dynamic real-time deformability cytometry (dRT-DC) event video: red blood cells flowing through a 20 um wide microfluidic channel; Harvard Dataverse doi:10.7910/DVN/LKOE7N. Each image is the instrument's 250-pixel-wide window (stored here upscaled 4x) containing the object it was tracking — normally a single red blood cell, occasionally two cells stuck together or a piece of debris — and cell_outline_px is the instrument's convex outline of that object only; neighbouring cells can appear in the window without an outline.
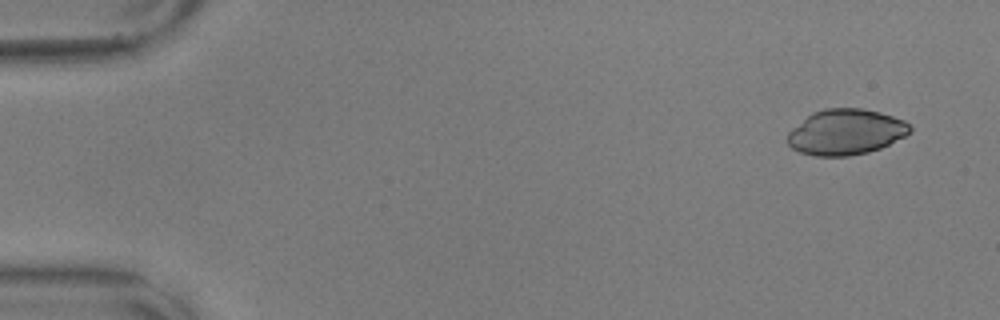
{"species": "common noctule bat (a hibernating species)", "species_latin": "Nyctalus noctula", "temperature_condition": "warm", "stored_images_in_passage": 54, "camera_frame_rate_fps": 3000, "um_per_image_px": 0.085, "animal": {"sex": "male", "body_mass_g": 17.9, "forearm_length_mm": 54.2}, "frame": {"image": 1, "passage_image": 1, "time_ms": 0.0, "image_size_px": [1000, 320], "cell_outline_px": [[912, 132], [880, 148], [868, 152], [848, 156], [816, 156], [800, 152], [792, 148], [788, 144], [788, 132], [792, 128], [812, 112], [824, 108], [860, 108], [880, 112], [904, 120], [912, 128]], "centroid_in_image_um": [71.88, 11.22], "position_along_channel_um": 13.1, "area_um2": 32.48}}